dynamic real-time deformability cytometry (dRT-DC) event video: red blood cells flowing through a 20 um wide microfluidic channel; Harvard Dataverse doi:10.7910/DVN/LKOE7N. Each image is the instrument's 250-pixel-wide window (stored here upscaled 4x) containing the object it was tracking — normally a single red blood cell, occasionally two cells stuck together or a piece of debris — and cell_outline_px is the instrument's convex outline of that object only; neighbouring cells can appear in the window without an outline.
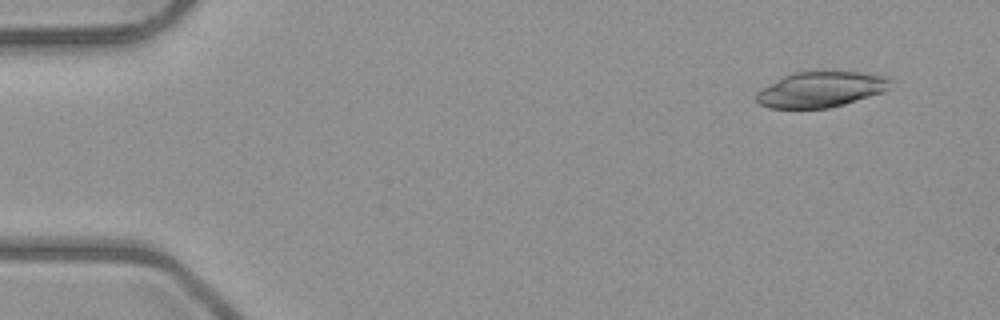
{"species": "common noctule bat (a hibernating species)", "species_latin": "Nyctalus noctula", "temperature_condition": "room temperature", "stored_images_in_passage": 5, "camera_frame_rate_fps": 3000, "um_per_image_px": 0.085, "animal": {"sex": "male", "body_mass_g": 23.1, "forearm_length_mm": 52.7}, "frame": {"image": 1, "passage_image": 2, "time_ms": 1.0, "image_size_px": [1000, 320], "cell_outline_px": [[892, 80], [888, 88], [884, 92], [844, 104], [828, 108], [768, 108], [760, 104], [756, 100], [756, 92], [784, 76], [796, 72], [860, 72], [888, 76]], "centroid_in_image_um": [69.8, 7.61], "position_along_channel_um": 15.2, "area_um2": 27.57}}